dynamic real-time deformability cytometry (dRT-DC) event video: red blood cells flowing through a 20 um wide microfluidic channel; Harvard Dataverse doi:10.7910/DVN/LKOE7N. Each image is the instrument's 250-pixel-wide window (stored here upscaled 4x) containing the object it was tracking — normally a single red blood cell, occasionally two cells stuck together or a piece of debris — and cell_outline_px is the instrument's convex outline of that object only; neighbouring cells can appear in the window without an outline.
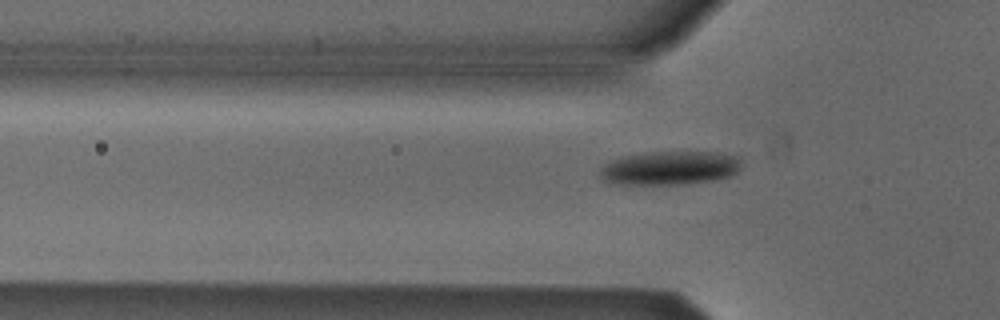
{"species": "Egyptian fruit bat (a non-hibernating species)", "species_latin": "Rousettus aegyptiacus", "temperature_condition": "cold", "stored_images_in_passage": 3, "camera_frame_rate_fps": 3000, "um_per_image_px": 0.085, "animal": {"sex": "male"}, "frame": {"image": 1, "passage_image": 3, "time_ms": 0.667, "image_size_px": [1000, 320], "cell_outline_px": [[744, 164], [732, 176], [712, 180], [676, 184], [616, 184], [604, 180], [600, 176], [600, 168], [604, 164], [612, 160], [624, 156], [652, 152], [720, 152], [740, 156]], "centroid_in_image_um": [56.99, 14.27], "position_along_channel_um": 68.8, "area_um2": 27.92}}